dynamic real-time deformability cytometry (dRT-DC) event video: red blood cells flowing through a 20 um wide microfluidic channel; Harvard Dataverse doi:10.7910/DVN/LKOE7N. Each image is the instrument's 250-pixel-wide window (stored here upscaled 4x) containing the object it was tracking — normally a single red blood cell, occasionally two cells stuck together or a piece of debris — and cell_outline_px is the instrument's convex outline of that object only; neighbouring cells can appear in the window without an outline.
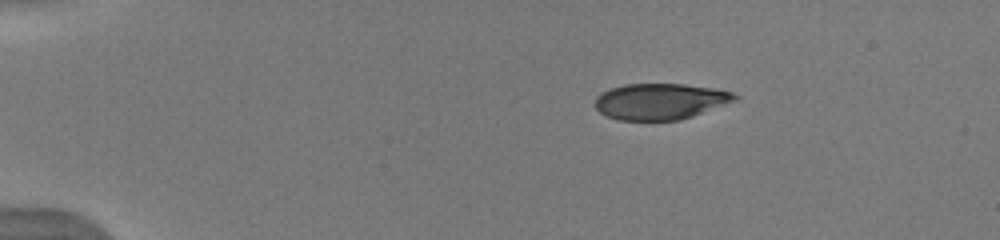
{"species": "human", "species_latin": "Homo sapiens", "temperature_condition": "warm", "stored_images_in_passage": 43, "camera_frame_rate_fps": 3000, "um_per_image_px": 0.085, "donor": {"sex": "male"}, "frame": {"image": 1, "passage_image": 1, "time_ms": 0.0, "image_size_px": [1000, 240], "cell_outline_px": [[740, 96], [736, 100], [692, 116], [680, 120], [616, 120], [600, 112], [596, 108], [596, 96], [608, 88], [624, 84], [684, 84], [712, 88], [732, 92]], "centroid_in_image_um": [56.1, 8.61], "position_along_channel_um": 28.9, "area_um2": 29.3}}
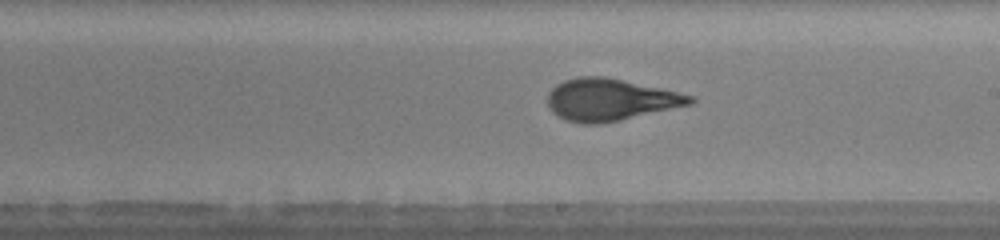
{"frame": {"image": 2, "passage_image": 23, "time_ms": 7.333, "image_size_px": [1000, 240], "cell_outline_px": [[696, 100], [692, 104], [620, 120], [600, 124], [580, 124], [564, 120], [552, 112], [548, 104], [548, 92], [556, 84], [564, 80], [580, 76], [604, 76], [660, 88], [696, 96]], "centroid_in_image_um": [51.85, 8.48], "position_along_channel_um": 237.1, "area_um2": 34.91}, "authors_computed_cell_mechanics": {"area_um2": 34.102, "velocity_mm_per_s": 4.0111, "shape_relaxation_time_tau1_ms": 5.4343, "shape_relaxation_time_tau2_ms": null, "deformation_change_tau1": 0.2196, "deformation_change_tau2": null}}